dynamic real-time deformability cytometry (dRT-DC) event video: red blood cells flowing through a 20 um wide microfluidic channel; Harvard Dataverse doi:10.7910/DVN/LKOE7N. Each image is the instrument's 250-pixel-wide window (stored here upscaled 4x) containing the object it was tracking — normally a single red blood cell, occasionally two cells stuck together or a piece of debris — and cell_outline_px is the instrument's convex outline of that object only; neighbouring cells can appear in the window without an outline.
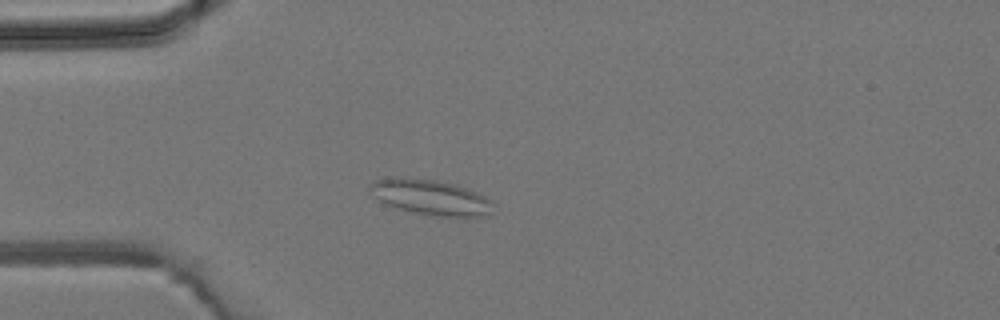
{"species": "common noctule bat (a hibernating species)", "species_latin": "Nyctalus noctula", "temperature_condition": "room temperature", "stored_images_in_passage": 2, "camera_frame_rate_fps": 3000, "um_per_image_px": 0.085, "animal": {"sex": "male", "body_mass_g": 19.2, "forearm_length_mm": 51.8}, "frame": {"image": 1, "passage_image": 2, "time_ms": 1.0, "image_size_px": [1000, 320], "cell_outline_px": [[492, 204], [488, 212], [480, 216], [440, 216], [412, 212], [396, 208], [384, 204], [368, 188], [368, 184], [384, 176], [388, 176], [436, 180], [456, 184], [476, 192], [484, 196]], "centroid_in_image_um": [36.5, 16.73], "position_along_channel_um": 48.5, "area_um2": 25.03}}